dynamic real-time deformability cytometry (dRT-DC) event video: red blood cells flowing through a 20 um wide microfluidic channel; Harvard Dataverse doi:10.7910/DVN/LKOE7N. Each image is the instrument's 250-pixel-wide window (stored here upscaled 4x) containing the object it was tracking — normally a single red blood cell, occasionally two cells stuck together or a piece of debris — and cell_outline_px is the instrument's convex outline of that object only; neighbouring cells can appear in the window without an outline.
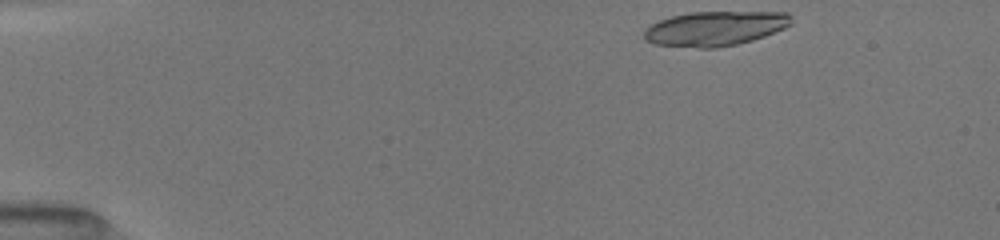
{"species": "common noctule bat (a hibernating species)", "species_latin": "Nyctalus noctula", "temperature_condition": "room temperature", "stored_images_in_passage": 41, "camera_frame_rate_fps": 3000, "um_per_image_px": 0.085, "animal": {"sex": "female", "body_mass_g": 19.5, "forearm_length_mm": 54.1}, "frame": {"image": 1, "passage_image": 1, "time_ms": 0.0, "image_size_px": [1000, 240], "cell_outline_px": [[792, 24], [784, 28], [764, 36], [752, 40], [736, 44], [716, 48], [700, 48], [656, 44], [644, 40], [644, 32], [652, 24], [660, 20], [672, 16], [692, 12], [788, 12], [792, 16]], "centroid_in_image_um": [60.81, 2.42], "position_along_channel_um": 24.2, "area_um2": 29.54}}
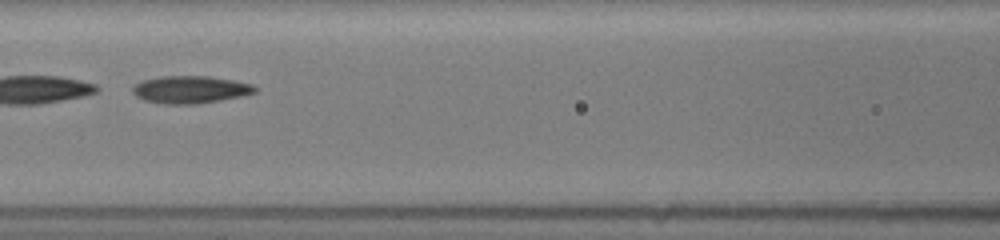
{"frame": {"image": 2, "passage_image": 14, "time_ms": 5.667, "image_size_px": [1000, 240], "cell_outline_px": [[256, 92], [244, 96], [196, 104], [164, 104], [144, 100], [136, 96], [132, 92], [132, 88], [136, 84], [144, 80], [164, 76], [208, 76], [232, 80], [252, 84], [256, 88]], "centroid_in_image_um": [16.19, 7.62], "position_along_channel_um": 150.4, "area_um2": 19.48}}
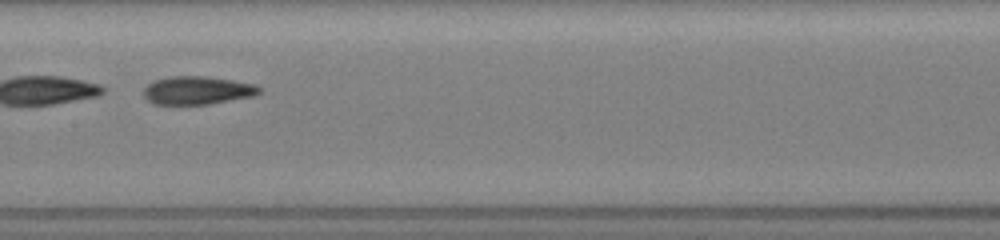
{"frame": {"image": 3, "passage_image": 15, "time_ms": 6.667, "image_size_px": [1000, 240], "cell_outline_px": [[264, 88], [256, 96], [208, 104], [156, 104], [148, 100], [144, 96], [144, 88], [152, 80], [168, 76], [204, 76], [232, 80], [256, 84]], "centroid_in_image_um": [16.81, 7.67], "position_along_channel_um": 190.6, "area_um2": 19.19}, "authors_computed_cell_mechanics": {"area_um2": 19.4786, "velocity_mm_per_s": 4.0419, "shape_relaxation_time_tau1_ms": 4.8648, "shape_relaxation_time_tau2_ms": 4.8555, "deformation_change_tau1": 0.1841, "deformation_change_tau2": 0.1003}}